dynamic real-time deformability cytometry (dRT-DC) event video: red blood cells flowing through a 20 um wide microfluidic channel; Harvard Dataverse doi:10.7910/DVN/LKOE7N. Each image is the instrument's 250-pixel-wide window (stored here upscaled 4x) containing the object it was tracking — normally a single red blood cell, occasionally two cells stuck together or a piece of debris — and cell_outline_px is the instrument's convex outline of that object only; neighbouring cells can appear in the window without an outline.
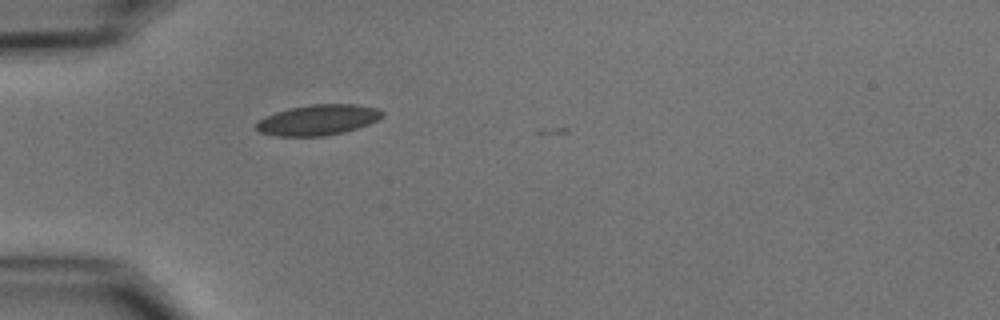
{"species": "common noctule bat (a hibernating species)", "species_latin": "Nyctalus noctula", "temperature_condition": "cold", "stored_images_in_passage": 2, "camera_frame_rate_fps": 3000, "um_per_image_px": 0.085, "animal": {"sex": "male", "body_mass_g": 15.6}, "frame": {"image": 1, "passage_image": 1, "time_ms": 0.0, "image_size_px": [1000, 320], "cell_outline_px": [[384, 116], [368, 124], [344, 132], [324, 136], [276, 136], [260, 132], [256, 128], [256, 124], [264, 116], [276, 112], [292, 108], [312, 104], [356, 104], [376, 108], [384, 112]], "centroid_in_image_um": [27.04, 10.19], "position_along_channel_um": 58.0, "area_um2": 22.25}}